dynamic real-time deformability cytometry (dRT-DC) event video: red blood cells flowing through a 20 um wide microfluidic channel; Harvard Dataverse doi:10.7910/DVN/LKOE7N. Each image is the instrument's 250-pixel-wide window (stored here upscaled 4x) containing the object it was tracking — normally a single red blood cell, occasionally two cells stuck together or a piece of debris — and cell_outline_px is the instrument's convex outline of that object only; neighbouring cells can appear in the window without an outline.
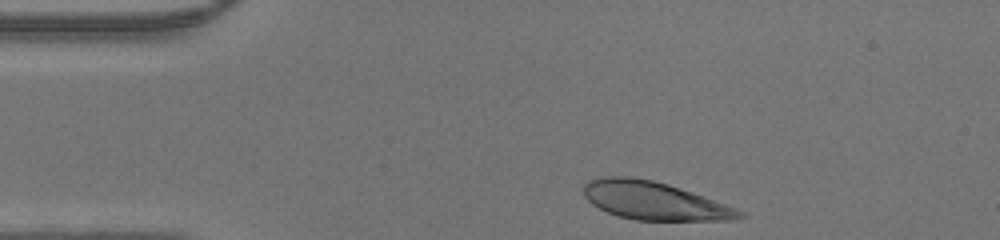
{"species": "human", "species_latin": "Homo sapiens", "temperature_condition": "warm", "stored_images_in_passage": 30, "camera_frame_rate_fps": 3000, "um_per_image_px": 0.085, "donor": {"sex": "male"}, "frame": {"image": 1, "passage_image": 1, "time_ms": 0.0, "image_size_px": [1000, 240], "cell_outline_px": [[744, 216], [732, 220], [636, 220], [616, 216], [592, 204], [584, 196], [584, 184], [588, 180], [604, 176], [628, 176], [652, 180], [668, 184], [704, 196], [736, 208], [744, 212]], "centroid_in_image_um": [55.58, 17.06], "position_along_channel_um": 29.4, "area_um2": 34.45}}
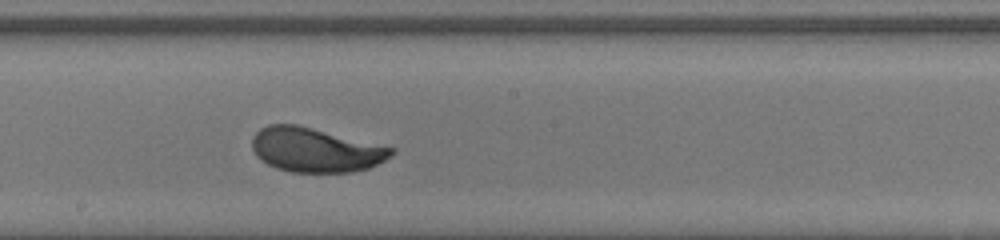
{"frame": {"image": 2, "passage_image": 18, "time_ms": 5.667, "image_size_px": [1000, 240], "cell_outline_px": [[396, 152], [392, 156], [368, 168], [352, 172], [292, 172], [276, 168], [268, 164], [256, 156], [252, 148], [252, 136], [260, 128], [268, 124], [296, 124], [396, 148]], "centroid_in_image_um": [26.81, 12.74], "position_along_channel_um": 221.4, "area_um2": 36.01}}
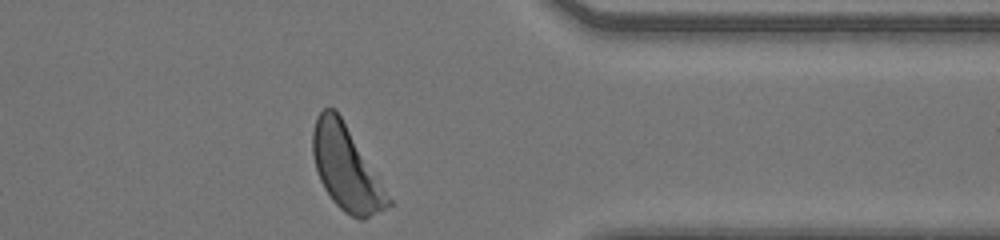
{"frame": {"image": 3, "passage_image": 30, "time_ms": 9.667, "image_size_px": [1000, 240], "cell_outline_px": [[392, 204], [364, 220], [360, 220], [344, 212], [332, 200], [324, 188], [320, 180], [316, 168], [312, 152], [312, 132], [316, 116], [324, 108], [336, 108], [392, 200]], "centroid_in_image_um": [29.4, 14.28], "position_along_channel_um": 382.0, "area_um2": 36.53}}